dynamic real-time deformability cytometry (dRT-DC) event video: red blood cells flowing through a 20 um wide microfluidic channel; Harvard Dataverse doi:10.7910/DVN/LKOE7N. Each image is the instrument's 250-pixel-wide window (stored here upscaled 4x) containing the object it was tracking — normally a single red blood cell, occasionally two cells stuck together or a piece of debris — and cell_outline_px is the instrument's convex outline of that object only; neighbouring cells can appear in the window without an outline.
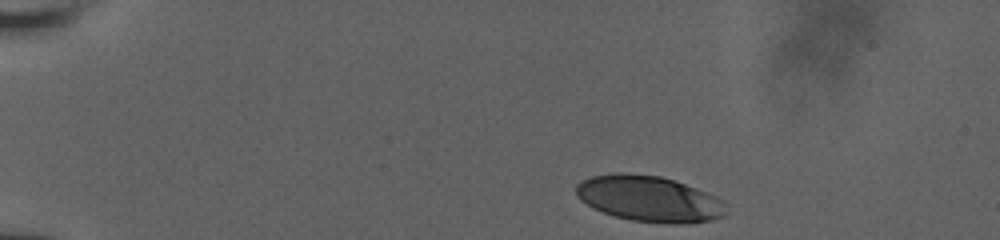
{"species": "human", "species_latin": "Homo sapiens", "temperature_condition": "room temperature", "stored_images_in_passage": 7, "camera_frame_rate_fps": 3000, "um_per_image_px": 0.085, "donor": {"sex": "male"}, "frame": {"image": 1, "passage_image": 1, "time_ms": 0.0, "image_size_px": [1000, 240], "cell_outline_px": [[728, 216], [712, 220], [680, 224], [668, 224], [632, 220], [616, 216], [592, 208], [580, 200], [576, 196], [576, 184], [580, 180], [592, 176], [616, 172], [620, 172], [660, 176], [696, 188], [716, 196], [724, 200], [728, 204]], "centroid_in_image_um": [55.22, 16.9], "position_along_channel_um": 29.8, "area_um2": 40.58}}
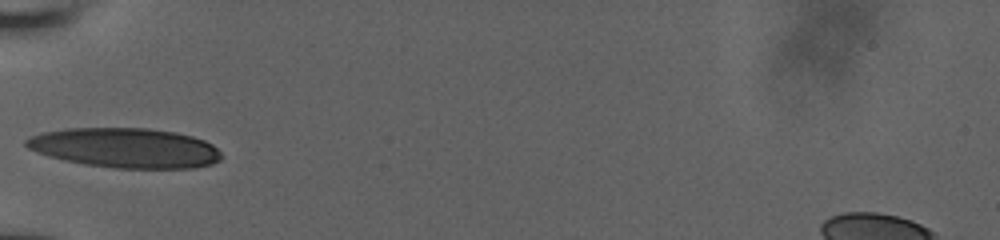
{"frame": {"image": 2, "passage_image": 5, "time_ms": 3.667, "image_size_px": [1000, 240], "cell_outline_px": [[224, 156], [220, 160], [212, 164], [196, 168], [116, 168], [84, 164], [64, 160], [48, 156], [36, 152], [28, 148], [24, 144], [24, 140], [28, 136], [40, 132], [64, 128], [148, 128], [176, 132], [192, 136], [204, 140], [212, 144]], "centroid_in_image_um": [10.62, 12.56], "position_along_channel_um": 74.4, "area_um2": 45.72}}
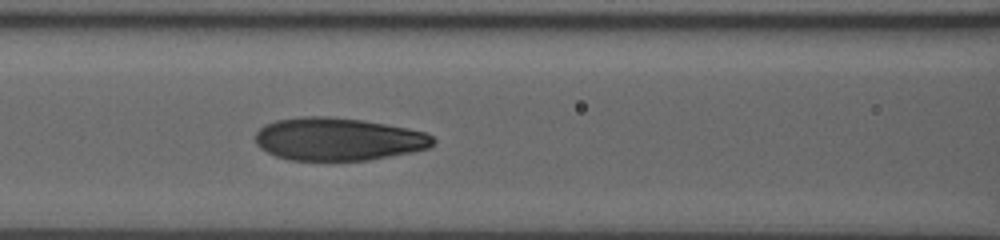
{"frame": {"image": 3, "passage_image": 7, "time_ms": 5.333, "image_size_px": [1000, 240], "cell_outline_px": [[436, 140], [428, 148], [412, 152], [368, 160], [288, 160], [276, 156], [260, 148], [256, 144], [256, 132], [264, 124], [276, 120], [304, 116], [328, 116], [364, 120], [408, 128], [424, 132], [432, 136]], "centroid_in_image_um": [28.73, 11.82], "position_along_channel_um": 137.9, "area_um2": 44.39}}